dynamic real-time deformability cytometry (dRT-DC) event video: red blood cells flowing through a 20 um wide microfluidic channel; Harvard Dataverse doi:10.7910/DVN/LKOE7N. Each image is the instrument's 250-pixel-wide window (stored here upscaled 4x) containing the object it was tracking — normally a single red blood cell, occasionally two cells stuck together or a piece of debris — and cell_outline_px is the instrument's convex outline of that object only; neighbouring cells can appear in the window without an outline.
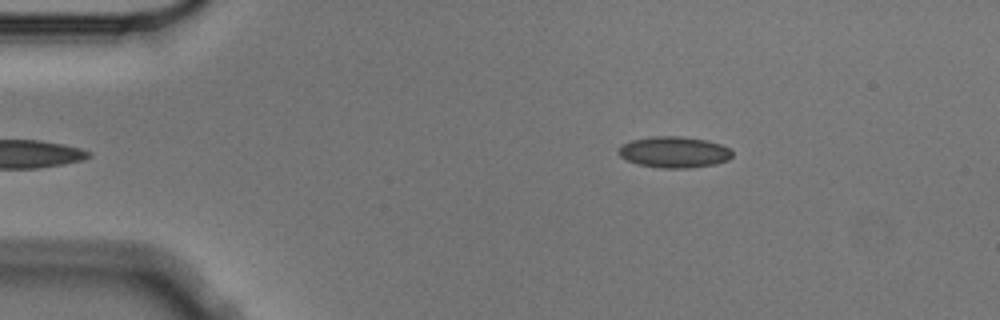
{"species": "Egyptian fruit bat (a non-hibernating species)", "species_latin": "Rousettus aegyptiacus", "temperature_condition": "cold", "stored_images_in_passage": 6, "camera_frame_rate_fps": 3000, "um_per_image_px": 0.085, "animal": {"sex": "male"}, "frame": {"image": 1, "passage_image": 6, "time_ms": 1.667, "image_size_px": [1000, 320], "cell_outline_px": [[732, 156], [728, 160], [716, 164], [688, 168], [660, 168], [640, 164], [628, 160], [620, 156], [620, 148], [624, 144], [632, 140], [652, 136], [680, 136], [708, 140], [720, 144], [728, 148], [732, 152]], "centroid_in_image_um": [57.35, 12.93], "position_along_channel_um": 27.7, "area_um2": 20.46}}